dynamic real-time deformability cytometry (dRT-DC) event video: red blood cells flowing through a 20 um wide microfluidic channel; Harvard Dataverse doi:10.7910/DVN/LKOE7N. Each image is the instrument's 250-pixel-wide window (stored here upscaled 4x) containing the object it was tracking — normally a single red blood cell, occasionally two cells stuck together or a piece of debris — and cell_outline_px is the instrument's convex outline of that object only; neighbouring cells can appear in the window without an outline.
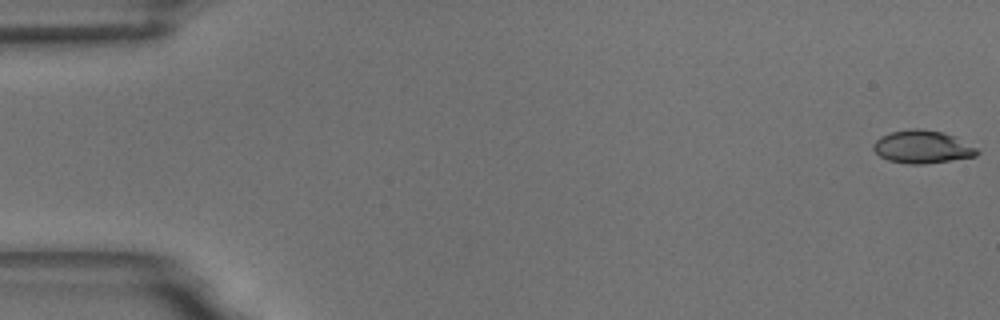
{"species": "common noctule bat (a hibernating species)", "species_latin": "Nyctalus noctula", "temperature_condition": "room temperature", "stored_images_in_passage": 56, "camera_frame_rate_fps": 3000, "um_per_image_px": 0.085, "animal": {"sex": "male", "body_mass_g": 18.8}, "frame": {"image": 1, "passage_image": 1, "time_ms": 0.0, "image_size_px": [1000, 320], "cell_outline_px": [[980, 152], [976, 156], [924, 164], [908, 164], [888, 160], [880, 156], [872, 148], [872, 144], [880, 136], [892, 132], [912, 128], [920, 128], [940, 132], [956, 136], [976, 148]], "centroid_in_image_um": [78.38, 12.48], "position_along_channel_um": 6.6, "area_um2": 19.83}}
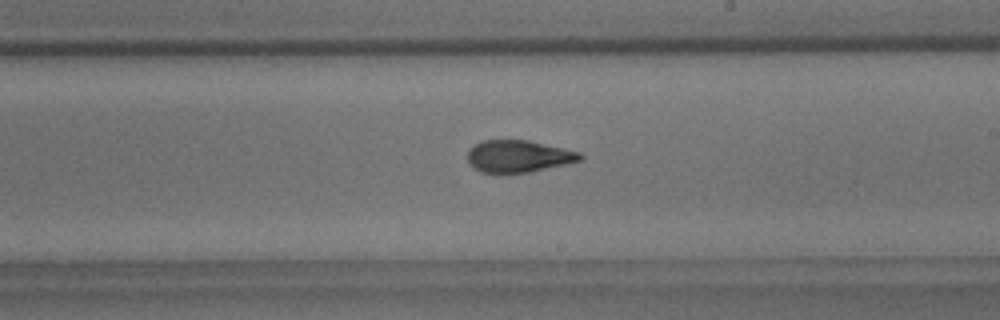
{"frame": {"image": 2, "passage_image": 33, "time_ms": 10.667, "image_size_px": [1000, 320], "cell_outline_px": [[584, 156], [580, 160], [532, 172], [500, 176], [480, 172], [468, 160], [468, 152], [480, 140], [528, 140], [580, 152]], "centroid_in_image_um": [44.04, 13.32], "position_along_channel_um": 245.0, "area_um2": 21.39}}
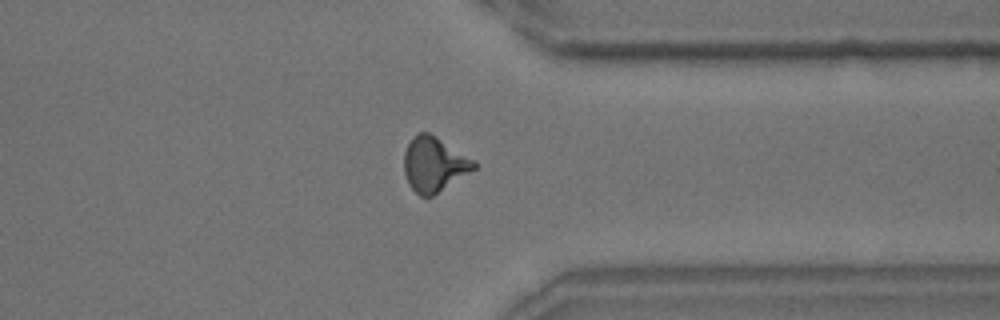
{"frame": {"image": 3, "passage_image": 44, "time_ms": 14.333, "image_size_px": [1000, 320], "cell_outline_px": [[476, 168], [432, 196], [420, 196], [408, 184], [404, 172], [404, 152], [412, 136], [416, 132], [428, 132], [436, 136], [476, 160]], "centroid_in_image_um": [36.89, 13.94], "position_along_channel_um": 374.5, "area_um2": 22.31}, "authors_computed_cell_mechanics": {"area_um2": 21.1837, "velocity_mm_per_s": 3.624, "shape_relaxation_time_tau1_ms": 5.2244, "shape_relaxation_time_tau2_ms": 1.6909, "deformation_change_tau1": 0.1727, "deformation_change_tau2": 0.0897}}